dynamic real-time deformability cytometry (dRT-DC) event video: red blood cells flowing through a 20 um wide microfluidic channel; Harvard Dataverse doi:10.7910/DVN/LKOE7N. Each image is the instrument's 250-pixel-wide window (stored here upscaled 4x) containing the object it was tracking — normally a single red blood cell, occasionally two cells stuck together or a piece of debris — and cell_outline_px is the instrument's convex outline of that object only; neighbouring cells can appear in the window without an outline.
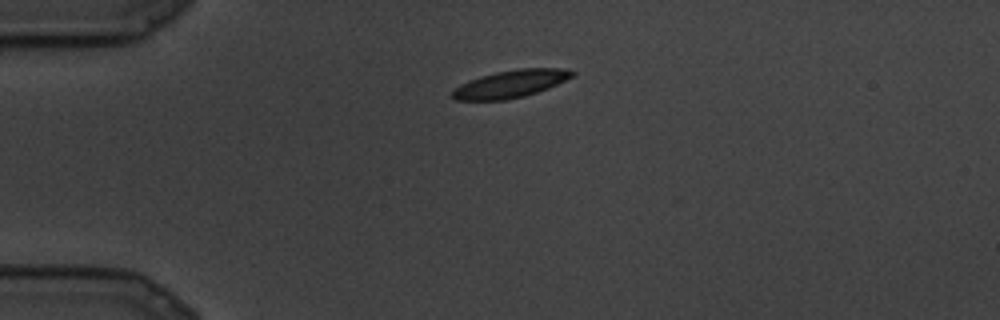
{"species": "common noctule bat (a hibernating species)", "species_latin": "Nyctalus noctula", "temperature_condition": "cold", "stored_images_in_passage": 4, "camera_frame_rate_fps": 3000, "um_per_image_px": 0.085, "animal": {"sex": "male", "body_mass_g": 19.5, "forearm_length_mm": 54.6}, "frame": {"image": 1, "passage_image": 1, "time_ms": 0.0, "image_size_px": [1000, 320], "cell_outline_px": [[576, 72], [572, 76], [548, 88], [524, 96], [504, 100], [456, 100], [452, 96], [452, 92], [460, 84], [480, 76], [496, 72], [516, 68], [560, 68]], "centroid_in_image_um": [43.38, 7.12], "position_along_channel_um": 41.6, "area_um2": 18.96}}